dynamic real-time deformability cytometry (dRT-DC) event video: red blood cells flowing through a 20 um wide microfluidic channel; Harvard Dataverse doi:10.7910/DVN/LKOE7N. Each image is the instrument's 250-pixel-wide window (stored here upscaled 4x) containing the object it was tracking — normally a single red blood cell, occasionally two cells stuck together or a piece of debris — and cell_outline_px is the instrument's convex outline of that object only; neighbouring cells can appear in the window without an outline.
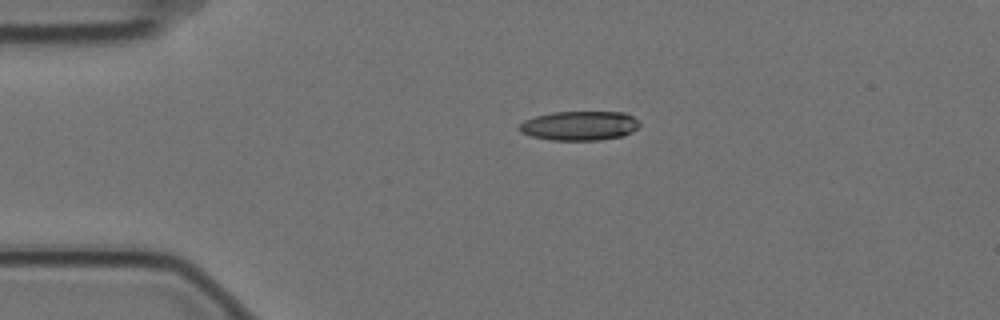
{"species": "Egyptian fruit bat (a non-hibernating species)", "species_latin": "Rousettus aegyptiacus", "temperature_condition": "cold", "stored_images_in_passage": 46, "camera_frame_rate_fps": 3000, "um_per_image_px": 0.085, "animal": {"sex": "female"}, "frame": {"image": 1, "passage_image": 1, "time_ms": 0.0, "image_size_px": [1000, 320], "cell_outline_px": [[640, 128], [624, 136], [600, 140], [552, 140], [532, 136], [520, 132], [520, 124], [524, 120], [536, 116], [552, 112], [624, 112], [640, 120]], "centroid_in_image_um": [49.32, 10.68], "position_along_channel_um": 35.7, "area_um2": 20.69}}
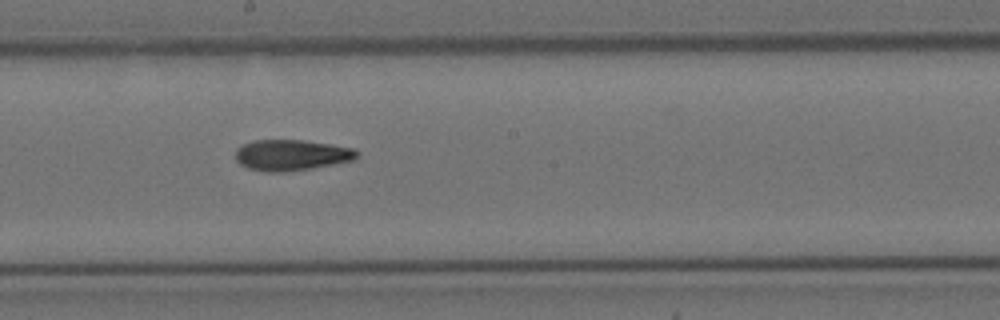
{"frame": {"image": 2, "passage_image": 20, "time_ms": 6.333, "image_size_px": [1000, 320], "cell_outline_px": [[356, 156], [352, 160], [312, 168], [284, 172], [264, 172], [248, 168], [240, 164], [236, 160], [236, 148], [252, 140], [300, 140], [328, 144], [352, 148], [356, 152]], "centroid_in_image_um": [24.69, 13.19], "position_along_channel_um": 223.5, "area_um2": 21.56}}
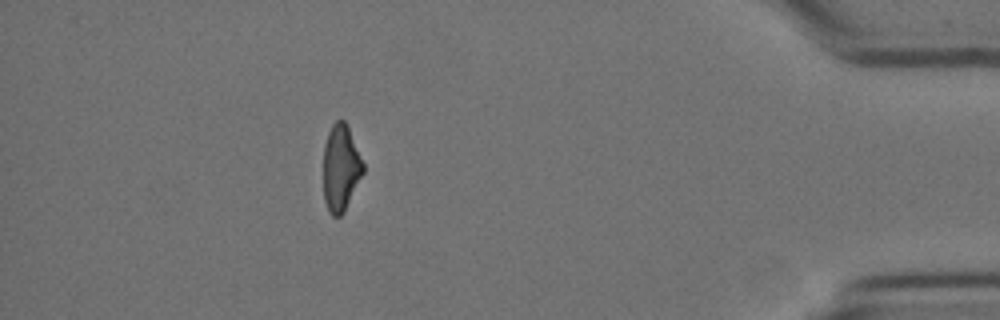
{"frame": {"image": 3, "passage_image": 40, "time_ms": 13.0, "image_size_px": [1000, 320], "cell_outline_px": [[364, 172], [344, 212], [340, 216], [332, 216], [328, 212], [324, 200], [324, 144], [328, 132], [332, 124], [336, 120], [344, 120], [348, 124], [364, 164]], "centroid_in_image_um": [28.97, 14.26], "position_along_channel_um": 406.2, "area_um2": 20.23}, "authors_computed_cell_mechanics": {"area_um2": 21.5594, "velocity_mm_per_s": 3.5103, "shape_relaxation_time_tau1_ms": 9.1845, "shape_relaxation_time_tau2_ms": 5.1967, "deformation_change_tau1": 0.2369, "deformation_change_tau2": 0.1424}}